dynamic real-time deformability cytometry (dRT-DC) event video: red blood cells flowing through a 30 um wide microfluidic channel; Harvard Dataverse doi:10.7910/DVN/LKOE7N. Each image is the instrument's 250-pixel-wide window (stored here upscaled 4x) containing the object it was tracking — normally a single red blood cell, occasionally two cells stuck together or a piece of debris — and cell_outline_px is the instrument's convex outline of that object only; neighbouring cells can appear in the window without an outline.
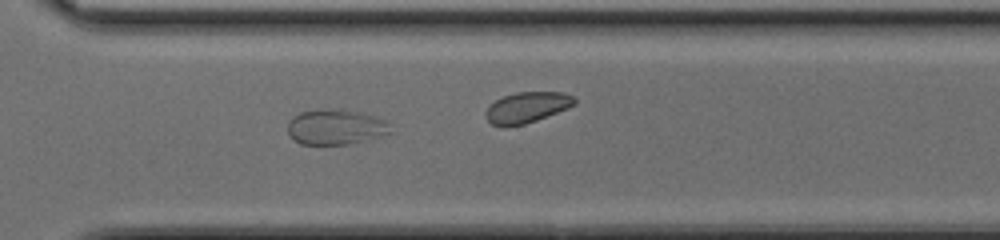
{"species": "common noctule bat (a hibernating species)", "species_latin": "Nyctalus noctula", "temperature_condition": "cold", "stored_images_in_passage": 48, "camera_frame_rate_fps": 3000, "um_per_image_px": 0.085, "animal": {"sex": "female", "body_mass_g": 17.0, "forearm_length_mm": 48.0}, "frame": {"image": 1, "passage_image": 35, "time_ms": 11.333, "image_size_px": [1000, 240], "cell_outline_px": [[392, 132], [380, 136], [348, 144], [300, 144], [292, 140], [288, 132], [288, 120], [292, 116], [300, 112], [356, 112], [380, 116], [388, 120]], "centroid_in_image_um": [28.55, 10.84], "position_along_channel_um": 342.0, "area_um2": 20.52}}